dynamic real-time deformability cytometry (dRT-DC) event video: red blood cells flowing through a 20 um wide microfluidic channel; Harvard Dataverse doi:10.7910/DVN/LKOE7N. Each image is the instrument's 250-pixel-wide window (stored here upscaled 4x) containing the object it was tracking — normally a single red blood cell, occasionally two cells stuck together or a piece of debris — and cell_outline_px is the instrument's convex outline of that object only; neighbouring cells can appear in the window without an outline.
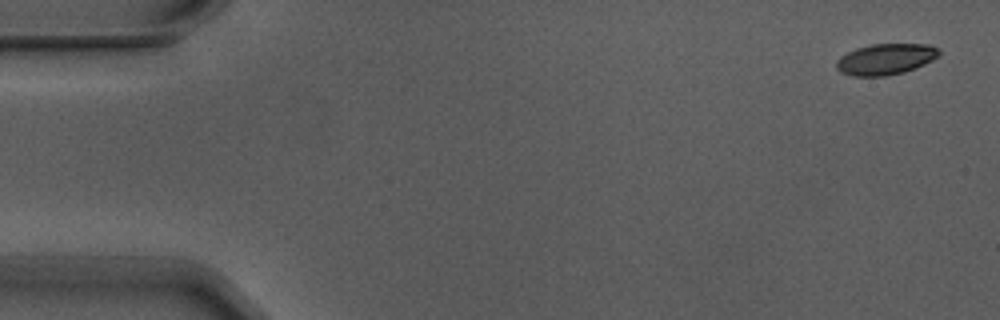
{"species": "Egyptian fruit bat (a non-hibernating species)", "species_latin": "Rousettus aegyptiacus", "temperature_condition": "warm", "stored_images_in_passage": 5, "camera_frame_rate_fps": 3000, "um_per_image_px": 0.085, "animal": {"sex": "male"}, "frame": {"image": 1, "passage_image": 1, "time_ms": 0.0, "image_size_px": [1000, 320], "cell_outline_px": [[940, 52], [932, 60], [916, 68], [904, 72], [884, 76], [852, 76], [840, 72], [836, 68], [836, 60], [840, 56], [856, 48], [872, 44], [928, 44], [936, 48]], "centroid_in_image_um": [75.23, 5.03], "position_along_channel_um": 9.8, "area_um2": 18.5}}
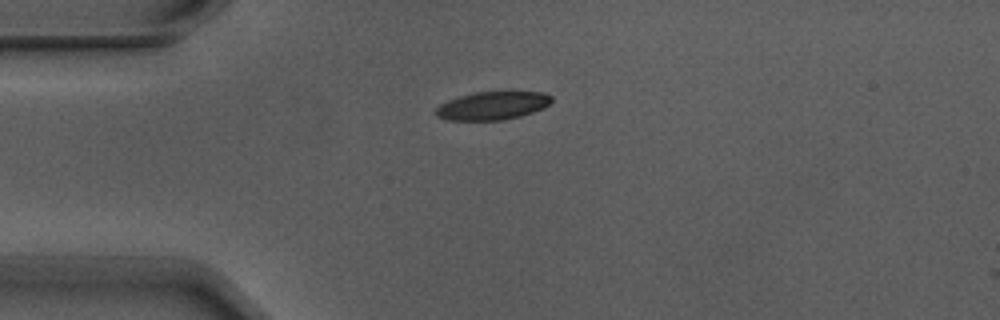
{"frame": {"image": 2, "passage_image": 4, "time_ms": 1.0, "image_size_px": [1000, 320], "cell_outline_px": [[552, 100], [544, 108], [520, 116], [504, 120], [448, 120], [436, 116], [436, 108], [440, 104], [448, 100], [460, 96], [476, 92], [544, 92], [552, 96]], "centroid_in_image_um": [41.86, 8.98], "position_along_channel_um": 43.1, "area_um2": 18.9}}